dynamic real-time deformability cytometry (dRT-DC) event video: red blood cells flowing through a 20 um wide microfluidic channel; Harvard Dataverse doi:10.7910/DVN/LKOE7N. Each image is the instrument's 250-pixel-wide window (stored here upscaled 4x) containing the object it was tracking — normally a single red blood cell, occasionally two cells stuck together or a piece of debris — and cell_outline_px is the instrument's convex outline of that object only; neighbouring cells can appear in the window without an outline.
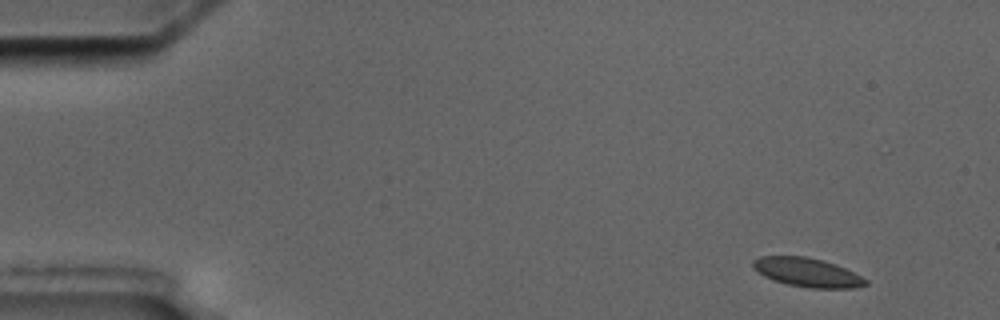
{"species": "common noctule bat (a hibernating species)", "species_latin": "Nyctalus noctula", "temperature_condition": "cold", "stored_images_in_passage": 6, "camera_frame_rate_fps": 3000, "um_per_image_px": 0.085, "animal": {"sex": "male", "body_mass_g": 17.5, "forearm_length_mm": 52.3}, "frame": {"image": 1, "passage_image": 1, "time_ms": 0.0, "image_size_px": [1000, 320], "cell_outline_px": [[868, 284], [856, 288], [808, 288], [788, 284], [764, 276], [752, 268], [752, 260], [760, 256], [808, 256], [824, 260], [836, 264], [868, 280]], "centroid_in_image_um": [68.61, 23.14], "position_along_channel_um": 16.4, "area_um2": 19.02}}
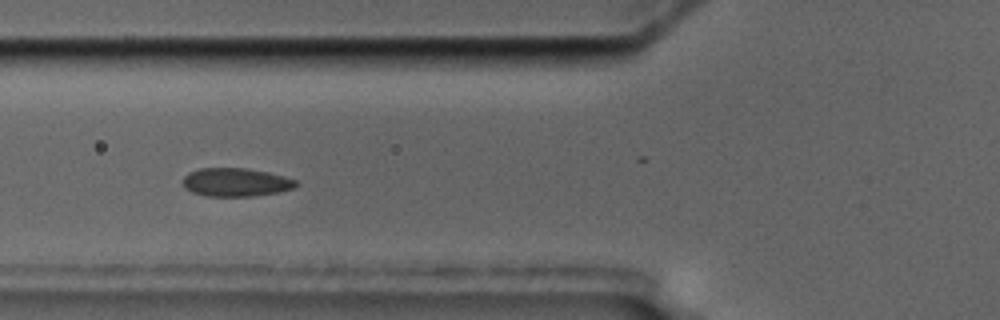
{"frame": {"image": 2, "passage_image": 6, "time_ms": 5.667, "image_size_px": [1000, 320], "cell_outline_px": [[300, 184], [292, 188], [280, 192], [252, 196], [208, 196], [192, 192], [184, 188], [184, 176], [188, 172], [200, 168], [248, 168], [268, 172], [284, 176], [296, 180]], "centroid_in_image_um": [20.06, 15.48], "position_along_channel_um": 105.7, "area_um2": 18.79}}